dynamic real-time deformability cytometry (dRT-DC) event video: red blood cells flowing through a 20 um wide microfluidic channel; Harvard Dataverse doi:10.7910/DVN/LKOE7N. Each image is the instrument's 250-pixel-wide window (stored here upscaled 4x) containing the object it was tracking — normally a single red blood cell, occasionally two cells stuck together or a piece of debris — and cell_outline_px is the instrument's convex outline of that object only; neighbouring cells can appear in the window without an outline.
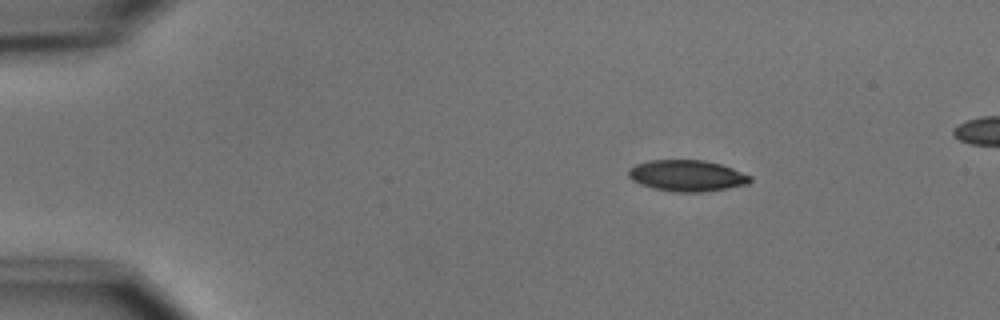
{"species": "common noctule bat (a hibernating species)", "species_latin": "Nyctalus noctula", "temperature_condition": "cold", "stored_images_in_passage": 4, "camera_frame_rate_fps": 3000, "um_per_image_px": 0.085, "animal": {"sex": "male", "body_mass_g": 15.6}, "frame": {"image": 1, "passage_image": 1, "time_ms": 0.0, "image_size_px": [1000, 320], "cell_outline_px": [[752, 180], [748, 184], [700, 192], [672, 192], [652, 188], [640, 184], [632, 180], [628, 176], [628, 168], [636, 164], [648, 160], [704, 160], [720, 164], [732, 168], [752, 176]], "centroid_in_image_um": [58.36, 14.93], "position_along_channel_um": 26.6, "area_um2": 22.2}}